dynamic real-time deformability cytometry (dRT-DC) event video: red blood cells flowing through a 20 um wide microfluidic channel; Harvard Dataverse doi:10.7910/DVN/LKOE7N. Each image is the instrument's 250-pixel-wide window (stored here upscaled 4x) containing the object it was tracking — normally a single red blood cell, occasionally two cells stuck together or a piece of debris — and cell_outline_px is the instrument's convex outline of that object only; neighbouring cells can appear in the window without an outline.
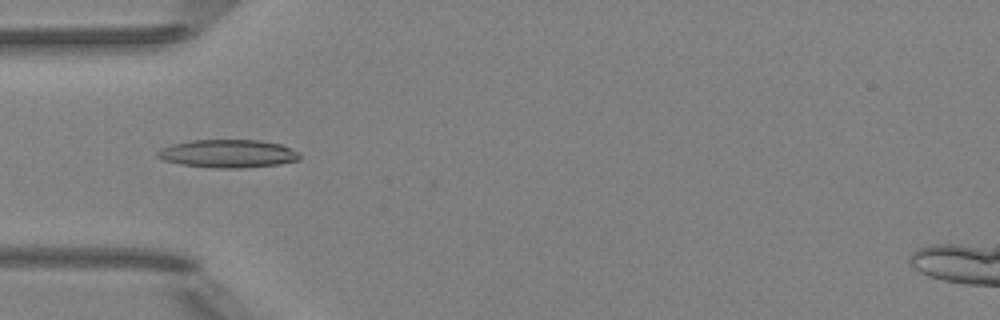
{"species": "Egyptian fruit bat (a non-hibernating species)", "species_latin": "Rousettus aegyptiacus", "temperature_condition": "room temperature", "stored_images_in_passage": 8, "camera_frame_rate_fps": 3000, "um_per_image_px": 0.085, "animal": {"sex": "female"}, "frame": {"image": 1, "passage_image": 4, "time_ms": 3.667, "image_size_px": [1000, 320], "cell_outline_px": [[300, 160], [280, 164], [240, 168], [212, 168], [180, 164], [164, 160], [156, 156], [156, 152], [160, 148], [172, 144], [192, 140], [260, 140], [280, 144], [300, 152]], "centroid_in_image_um": [19.38, 13.06], "position_along_channel_um": 65.6, "area_um2": 23.41}}
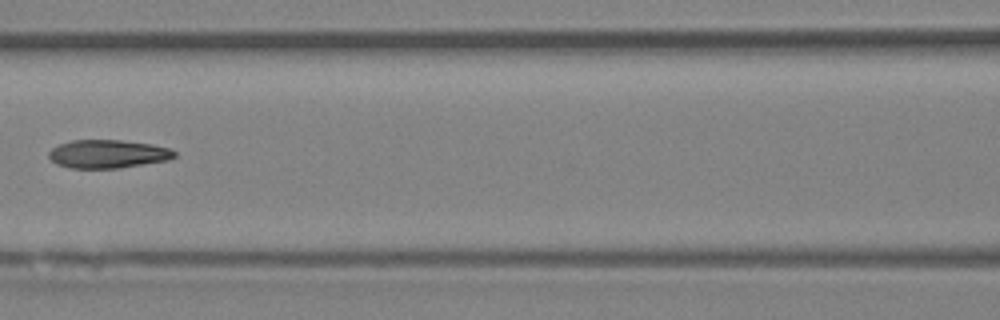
{"frame": {"image": 2, "passage_image": 6, "time_ms": 6.0, "image_size_px": [1000, 320], "cell_outline_px": [[176, 156], [168, 160], [120, 168], [68, 168], [56, 164], [48, 156], [48, 152], [52, 148], [60, 144], [72, 140], [120, 140], [152, 144], [172, 148], [176, 152]], "centroid_in_image_um": [9.18, 13.09], "position_along_channel_um": 157.4, "area_um2": 20.87}}
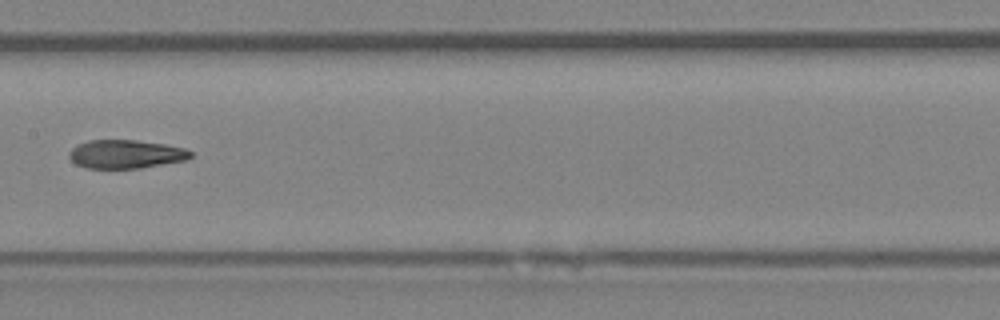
{"frame": {"image": 3, "passage_image": 7, "time_ms": 7.0, "image_size_px": [1000, 320], "cell_outline_px": [[192, 156], [188, 160], [140, 168], [84, 168], [76, 164], [68, 156], [68, 152], [72, 148], [88, 140], [136, 140], [164, 144], [184, 148], [192, 152]], "centroid_in_image_um": [10.7, 13.1], "position_along_channel_um": 196.7, "area_um2": 20.23}}